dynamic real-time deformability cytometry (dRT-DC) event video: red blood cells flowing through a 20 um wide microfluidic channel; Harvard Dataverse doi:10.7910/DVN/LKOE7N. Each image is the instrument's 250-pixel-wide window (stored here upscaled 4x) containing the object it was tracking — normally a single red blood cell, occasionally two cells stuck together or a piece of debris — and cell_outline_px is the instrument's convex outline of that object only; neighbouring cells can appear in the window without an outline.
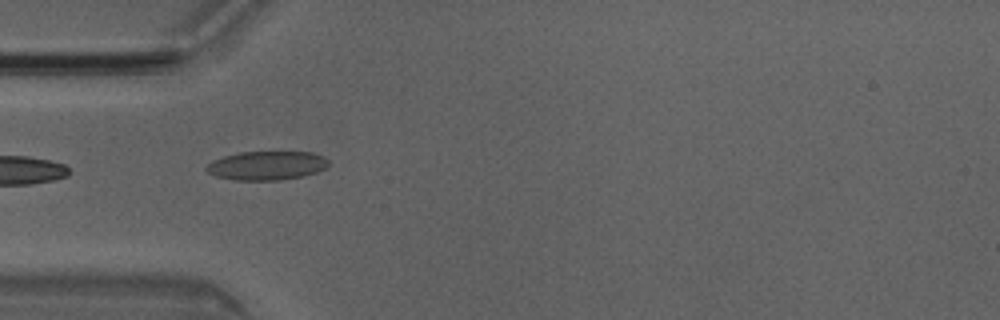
{"species": "Egyptian fruit bat (a non-hibernating species)", "species_latin": "Rousettus aegyptiacus", "temperature_condition": "room temperature", "stored_images_in_passage": 4, "camera_frame_rate_fps": 3000, "um_per_image_px": 0.085, "animal": {"sex": "male"}, "frame": {"image": 1, "passage_image": 2, "time_ms": 0.333, "image_size_px": [1000, 320], "cell_outline_px": [[328, 164], [324, 168], [316, 172], [304, 176], [280, 180], [236, 180], [216, 176], [208, 172], [204, 168], [212, 160], [224, 156], [240, 152], [312, 152], [324, 156], [328, 160]], "centroid_in_image_um": [22.67, 14.07], "position_along_channel_um": 62.3, "area_um2": 20.52}}